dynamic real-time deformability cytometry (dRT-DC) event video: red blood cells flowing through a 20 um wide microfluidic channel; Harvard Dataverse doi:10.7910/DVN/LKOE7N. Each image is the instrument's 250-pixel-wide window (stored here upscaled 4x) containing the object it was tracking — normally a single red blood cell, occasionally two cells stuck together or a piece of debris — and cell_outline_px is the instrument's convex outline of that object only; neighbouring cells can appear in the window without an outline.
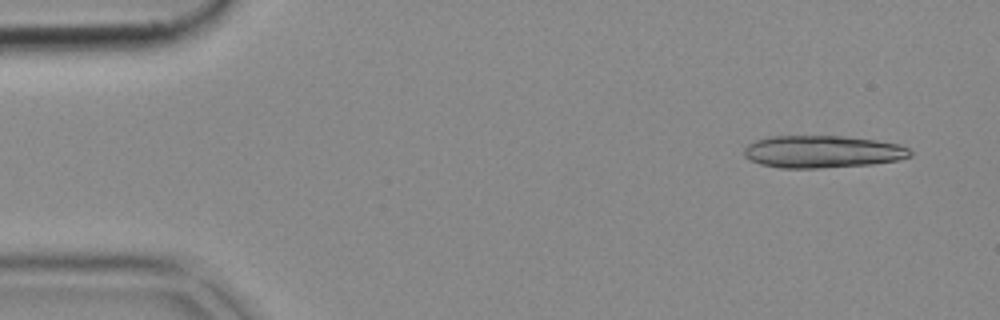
{"species": "common noctule bat (a hibernating species)", "species_latin": "Nyctalus noctula", "temperature_condition": "cold", "stored_images_in_passage": 52, "segment_of_instrument_passage": [1, 2], "camera_frame_rate_fps": 3000, "um_per_image_px": 0.085, "animal": {"sex": "female", "body_mass_g": 18.4}, "frame": {"image": 1, "passage_image": 3, "time_ms": 0.667, "image_size_px": [1000, 320], "cell_outline_px": [[912, 156], [896, 160], [872, 164], [820, 168], [780, 168], [760, 164], [744, 156], [744, 148], [748, 144], [756, 140], [768, 136], [844, 136], [876, 140], [900, 144], [908, 148], [912, 152]], "centroid_in_image_um": [69.91, 12.89], "position_along_channel_um": 15.1, "area_um2": 31.39}}